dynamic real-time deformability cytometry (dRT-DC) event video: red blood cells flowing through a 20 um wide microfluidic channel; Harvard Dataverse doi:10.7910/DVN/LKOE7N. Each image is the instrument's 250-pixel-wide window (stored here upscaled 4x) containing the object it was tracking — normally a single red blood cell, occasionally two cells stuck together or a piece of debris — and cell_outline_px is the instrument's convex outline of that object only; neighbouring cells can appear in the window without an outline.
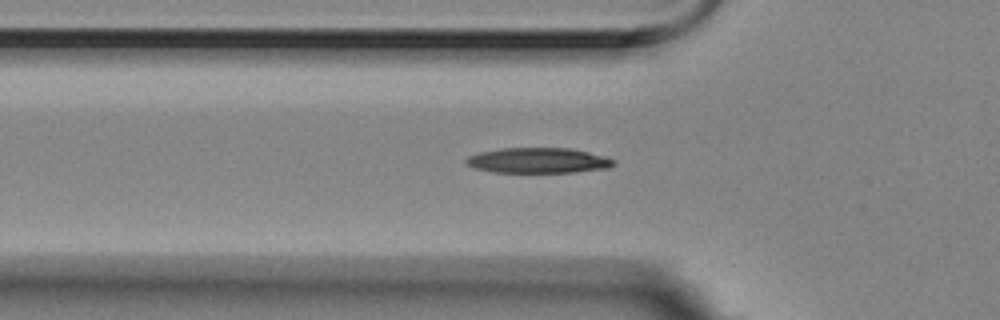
{"species": "Egyptian fruit bat (a non-hibernating species)", "species_latin": "Rousettus aegyptiacus", "temperature_condition": "room temperature", "stored_images_in_passage": 38, "camera_frame_rate_fps": 3000, "um_per_image_px": 0.085, "animal": {"sex": "female"}, "frame": {"image": 1, "passage_image": 3, "time_ms": 0.667, "image_size_px": [1000, 320], "cell_outline_px": [[616, 164], [608, 168], [572, 172], [492, 172], [476, 168], [464, 164], [464, 160], [468, 156], [480, 152], [500, 148], [572, 148], [588, 152], [616, 160]], "centroid_in_image_um": [45.72, 13.63], "position_along_channel_um": 80.1, "area_um2": 21.79}}
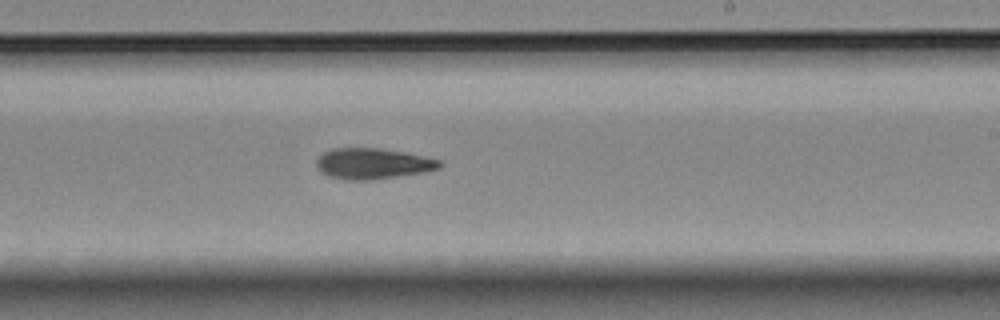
{"frame": {"image": 2, "passage_image": 18, "time_ms": 5.667, "image_size_px": [1000, 320], "cell_outline_px": [[444, 164], [440, 168], [424, 172], [372, 180], [348, 180], [328, 176], [320, 172], [316, 168], [316, 160], [324, 152], [332, 148], [380, 148], [404, 152], [440, 160]], "centroid_in_image_um": [31.67, 13.91], "position_along_channel_um": 257.3, "area_um2": 22.2}}
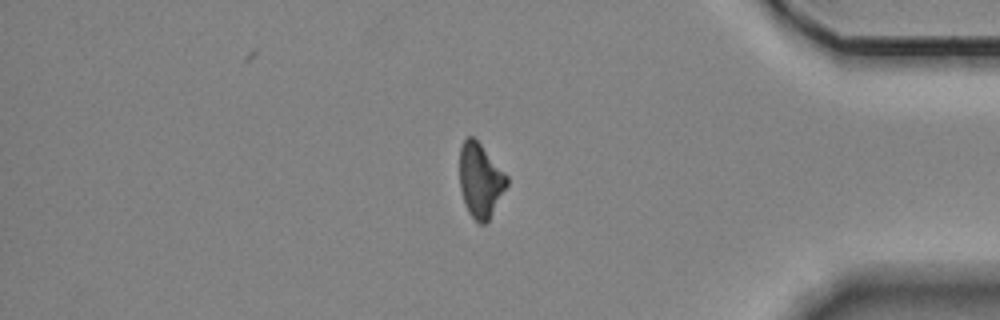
{"frame": {"image": 3, "passage_image": 32, "time_ms": 10.333, "image_size_px": [1000, 320], "cell_outline_px": [[508, 184], [488, 220], [484, 224], [480, 224], [468, 212], [460, 188], [460, 148], [464, 140], [468, 136], [472, 136], [480, 144], [508, 176]], "centroid_in_image_um": [40.82, 15.32], "position_along_channel_um": 394.4, "area_um2": 20.0}, "authors_computed_cell_mechanics": {"area_um2": 21.5883, "velocity_mm_per_s": 3.5242, "shape_relaxation_time_tau1_ms": 3.3466, "shape_relaxation_time_tau2_ms": 5.6281, "deformation_change_tau1": 0.1288, "deformation_change_tau2": 0.1538}}